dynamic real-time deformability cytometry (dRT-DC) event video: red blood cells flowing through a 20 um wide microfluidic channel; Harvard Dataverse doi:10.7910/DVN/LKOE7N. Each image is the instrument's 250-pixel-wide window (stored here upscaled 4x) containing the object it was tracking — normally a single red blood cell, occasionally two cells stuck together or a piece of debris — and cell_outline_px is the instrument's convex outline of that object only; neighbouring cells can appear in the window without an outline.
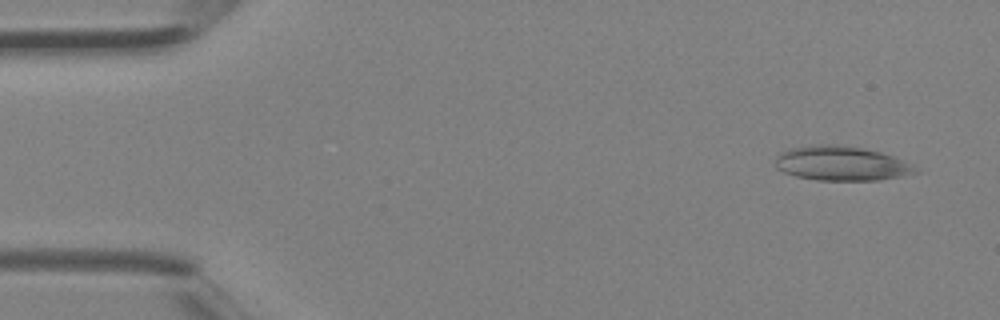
{"species": "Egyptian fruit bat (a non-hibernating species)", "species_latin": "Rousettus aegyptiacus", "temperature_condition": "room temperature", "stored_images_in_passage": 3, "camera_frame_rate_fps": 3000, "um_per_image_px": 0.085, "animal": {"sex": "female"}, "frame": {"image": 1, "passage_image": 1, "time_ms": 0.0, "image_size_px": [1000, 320], "cell_outline_px": [[920, 172], [904, 176], [880, 180], [816, 180], [796, 176], [784, 172], [776, 168], [776, 156], [780, 152], [792, 148], [820, 144], [832, 144], [864, 148], [880, 152], [892, 156], [912, 164]], "centroid_in_image_um": [71.53, 13.9], "position_along_channel_um": 13.5, "area_um2": 28.09}}